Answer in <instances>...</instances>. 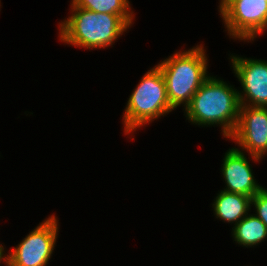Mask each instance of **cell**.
<instances>
[{"label": "cell", "instance_id": "13", "mask_svg": "<svg viewBox=\"0 0 267 266\" xmlns=\"http://www.w3.org/2000/svg\"><path fill=\"white\" fill-rule=\"evenodd\" d=\"M251 205L256 210L254 215L267 227V188L263 187L252 197Z\"/></svg>", "mask_w": 267, "mask_h": 266}, {"label": "cell", "instance_id": "11", "mask_svg": "<svg viewBox=\"0 0 267 266\" xmlns=\"http://www.w3.org/2000/svg\"><path fill=\"white\" fill-rule=\"evenodd\" d=\"M231 234L237 244L250 248L267 240V227L257 216L248 214L232 227Z\"/></svg>", "mask_w": 267, "mask_h": 266}, {"label": "cell", "instance_id": "10", "mask_svg": "<svg viewBox=\"0 0 267 266\" xmlns=\"http://www.w3.org/2000/svg\"><path fill=\"white\" fill-rule=\"evenodd\" d=\"M251 201L252 198L247 195L220 190L214 198L212 210L217 219L235 226L250 213Z\"/></svg>", "mask_w": 267, "mask_h": 266}, {"label": "cell", "instance_id": "7", "mask_svg": "<svg viewBox=\"0 0 267 266\" xmlns=\"http://www.w3.org/2000/svg\"><path fill=\"white\" fill-rule=\"evenodd\" d=\"M229 140L252 161L260 162L267 155V107L240 106L238 124Z\"/></svg>", "mask_w": 267, "mask_h": 266}, {"label": "cell", "instance_id": "6", "mask_svg": "<svg viewBox=\"0 0 267 266\" xmlns=\"http://www.w3.org/2000/svg\"><path fill=\"white\" fill-rule=\"evenodd\" d=\"M58 221L55 215L46 217L18 245L6 253L5 266L48 265L59 237Z\"/></svg>", "mask_w": 267, "mask_h": 266}, {"label": "cell", "instance_id": "2", "mask_svg": "<svg viewBox=\"0 0 267 266\" xmlns=\"http://www.w3.org/2000/svg\"><path fill=\"white\" fill-rule=\"evenodd\" d=\"M71 14L59 22V41L84 49L108 48L131 26L120 16L97 13L70 3Z\"/></svg>", "mask_w": 267, "mask_h": 266}, {"label": "cell", "instance_id": "1", "mask_svg": "<svg viewBox=\"0 0 267 266\" xmlns=\"http://www.w3.org/2000/svg\"><path fill=\"white\" fill-rule=\"evenodd\" d=\"M240 106L238 90L223 79L210 76L183 111L186 120L198 127H222V136L229 139L238 124Z\"/></svg>", "mask_w": 267, "mask_h": 266}, {"label": "cell", "instance_id": "5", "mask_svg": "<svg viewBox=\"0 0 267 266\" xmlns=\"http://www.w3.org/2000/svg\"><path fill=\"white\" fill-rule=\"evenodd\" d=\"M219 13L229 38L254 41L267 31V0H219Z\"/></svg>", "mask_w": 267, "mask_h": 266}, {"label": "cell", "instance_id": "14", "mask_svg": "<svg viewBox=\"0 0 267 266\" xmlns=\"http://www.w3.org/2000/svg\"><path fill=\"white\" fill-rule=\"evenodd\" d=\"M5 247H4V245H0V263H4V264H6V254H4V253H6L5 252Z\"/></svg>", "mask_w": 267, "mask_h": 266}, {"label": "cell", "instance_id": "4", "mask_svg": "<svg viewBox=\"0 0 267 266\" xmlns=\"http://www.w3.org/2000/svg\"><path fill=\"white\" fill-rule=\"evenodd\" d=\"M173 110L167 97L164 76L156 65L144 74L128 98L122 115L124 134L128 136Z\"/></svg>", "mask_w": 267, "mask_h": 266}, {"label": "cell", "instance_id": "12", "mask_svg": "<svg viewBox=\"0 0 267 266\" xmlns=\"http://www.w3.org/2000/svg\"><path fill=\"white\" fill-rule=\"evenodd\" d=\"M71 2L76 7L92 12L120 15L130 26L135 18L129 0H71Z\"/></svg>", "mask_w": 267, "mask_h": 266}, {"label": "cell", "instance_id": "9", "mask_svg": "<svg viewBox=\"0 0 267 266\" xmlns=\"http://www.w3.org/2000/svg\"><path fill=\"white\" fill-rule=\"evenodd\" d=\"M246 154L235 147L227 150L223 157L221 172L225 187L223 190L253 197L263 187L256 181L252 165Z\"/></svg>", "mask_w": 267, "mask_h": 266}, {"label": "cell", "instance_id": "3", "mask_svg": "<svg viewBox=\"0 0 267 266\" xmlns=\"http://www.w3.org/2000/svg\"><path fill=\"white\" fill-rule=\"evenodd\" d=\"M205 46L196 45L189 50L176 51L166 59L158 62L165 82L170 105L183 109L191 102L193 95L210 77Z\"/></svg>", "mask_w": 267, "mask_h": 266}, {"label": "cell", "instance_id": "8", "mask_svg": "<svg viewBox=\"0 0 267 266\" xmlns=\"http://www.w3.org/2000/svg\"><path fill=\"white\" fill-rule=\"evenodd\" d=\"M233 73L241 84V106L267 107V61L230 56Z\"/></svg>", "mask_w": 267, "mask_h": 266}]
</instances>
